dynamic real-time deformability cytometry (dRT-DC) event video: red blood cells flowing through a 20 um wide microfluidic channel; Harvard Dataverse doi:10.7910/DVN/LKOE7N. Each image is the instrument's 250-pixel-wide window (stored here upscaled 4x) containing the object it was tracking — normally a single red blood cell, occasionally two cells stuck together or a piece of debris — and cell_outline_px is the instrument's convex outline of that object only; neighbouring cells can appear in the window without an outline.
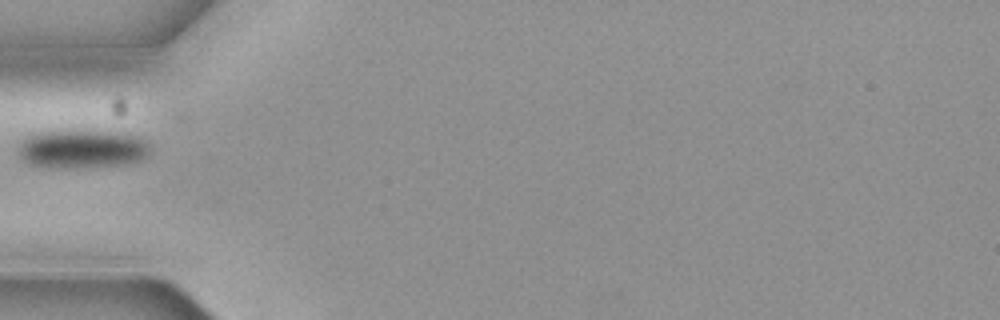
{"species": "common noctule bat (a hibernating species)", "species_latin": "Nyctalus noctula", "temperature_condition": "cold", "stored_images_in_passage": 2, "camera_frame_rate_fps": 3000, "um_per_image_px": 0.085, "animal": {"sex": "female", "body_mass_g": 19.3, "forearm_length_mm": 54.1}, "frame": {"image": 1, "passage_image": 1, "time_ms": 0.0, "image_size_px": [1000, 320], "cell_outline_px": [[148, 156], [140, 160], [124, 164], [76, 168], [48, 168], [28, 164], [16, 152], [16, 148], [20, 140], [32, 132], [124, 132], [140, 136], [148, 144]], "centroid_in_image_um": [6.91, 12.68], "position_along_channel_um": 78.1, "area_um2": 29.82}}